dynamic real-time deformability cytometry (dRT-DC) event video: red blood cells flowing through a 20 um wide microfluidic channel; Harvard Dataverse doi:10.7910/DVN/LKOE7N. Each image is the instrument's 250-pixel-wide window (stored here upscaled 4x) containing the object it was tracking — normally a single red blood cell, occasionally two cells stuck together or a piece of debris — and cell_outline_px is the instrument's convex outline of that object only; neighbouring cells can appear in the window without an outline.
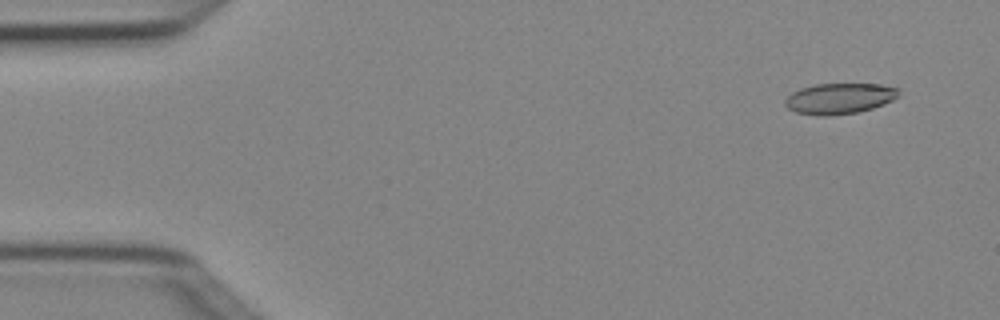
{"species": "Egyptian fruit bat (a non-hibernating species)", "species_latin": "Rousettus aegyptiacus", "temperature_condition": "cold", "stored_images_in_passage": 5, "camera_frame_rate_fps": 3000, "um_per_image_px": 0.085, "animal": {"sex": "female"}, "frame": {"image": 1, "passage_image": 2, "time_ms": 0.333, "image_size_px": [1000, 320], "cell_outline_px": [[900, 96], [884, 104], [872, 108], [856, 112], [828, 116], [820, 116], [796, 112], [788, 108], [784, 104], [784, 100], [792, 92], [800, 88], [816, 84], [880, 84], [900, 88]], "centroid_in_image_um": [71.37, 8.36], "position_along_channel_um": 13.6, "area_um2": 20.46}}
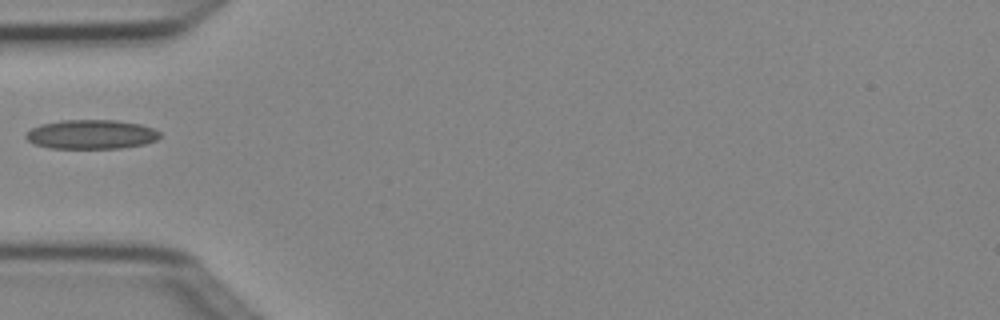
{"frame": {"image": 2, "passage_image": 5, "time_ms": 1.333, "image_size_px": [1000, 320], "cell_outline_px": [[160, 136], [156, 140], [144, 144], [120, 148], [48, 148], [36, 144], [28, 140], [24, 136], [32, 128], [40, 124], [60, 120], [116, 120], [140, 124], [152, 128], [160, 132]], "centroid_in_image_um": [7.75, 11.42], "position_along_channel_um": 77.2, "area_um2": 22.77}}